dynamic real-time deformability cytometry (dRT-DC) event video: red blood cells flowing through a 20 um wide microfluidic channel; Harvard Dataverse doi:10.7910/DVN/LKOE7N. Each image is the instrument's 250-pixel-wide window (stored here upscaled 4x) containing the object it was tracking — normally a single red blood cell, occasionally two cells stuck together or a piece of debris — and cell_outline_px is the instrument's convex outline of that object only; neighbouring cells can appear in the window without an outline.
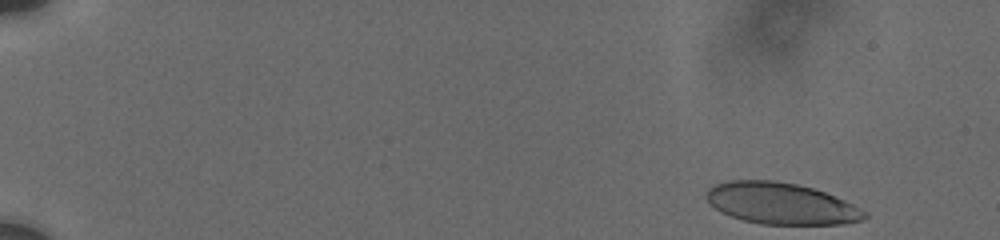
{"species": "human", "species_latin": "Homo sapiens", "temperature_condition": "cold", "stored_images_in_passage": 22, "camera_frame_rate_fps": 3000, "um_per_image_px": 0.085, "donor": {"sex": "male"}, "frame": {"image": 1, "passage_image": 1, "time_ms": 0.0, "image_size_px": [1000, 240], "cell_outline_px": [[868, 216], [864, 220], [844, 224], [760, 224], [744, 220], [720, 212], [704, 196], [708, 188], [716, 184], [728, 180], [776, 180], [796, 184], [812, 188], [824, 192], [844, 200], [868, 212]], "centroid_in_image_um": [66.4, 17.29], "position_along_channel_um": 18.6, "area_um2": 38.21}}
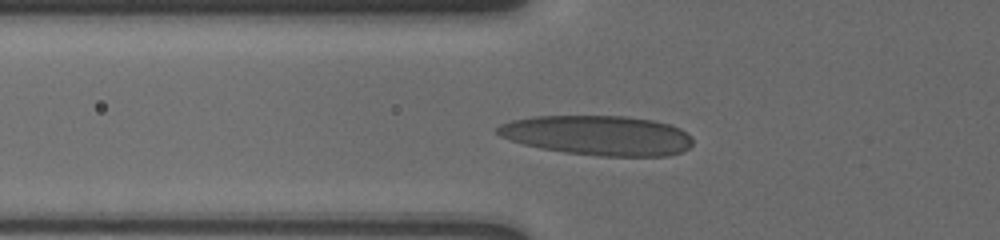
{"frame": {"image": 2, "passage_image": 17, "time_ms": 5.667, "image_size_px": [1000, 240], "cell_outline_px": [[692, 144], [688, 148], [680, 152], [668, 156], [600, 156], [564, 152], [540, 148], [524, 144], [500, 136], [496, 132], [496, 128], [500, 124], [512, 120], [532, 116], [624, 116], [652, 120], [668, 124], [680, 128], [692, 140]], "centroid_in_image_um": [50.79, 11.51], "position_along_channel_um": 75.0, "area_um2": 45.08}}
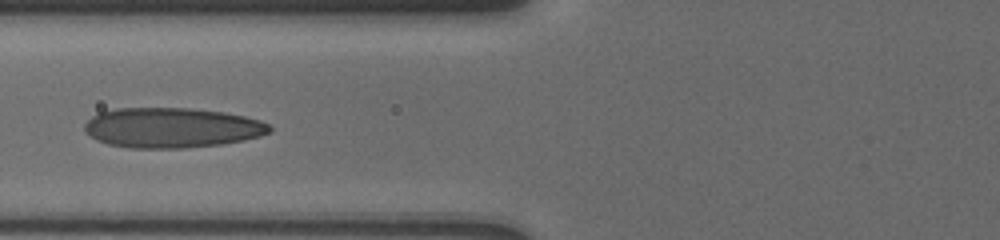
{"frame": {"image": 3, "passage_image": 20, "time_ms": 6.667, "image_size_px": [1000, 240], "cell_outline_px": [[272, 132], [260, 136], [244, 140], [220, 144], [184, 148], [128, 148], [108, 144], [96, 140], [84, 128], [84, 124], [92, 116], [100, 112], [116, 108], [192, 108], [224, 112], [244, 116], [260, 120], [268, 124], [272, 128]], "centroid_in_image_um": [14.62, 10.85], "position_along_channel_um": 111.2, "area_um2": 43.29}}